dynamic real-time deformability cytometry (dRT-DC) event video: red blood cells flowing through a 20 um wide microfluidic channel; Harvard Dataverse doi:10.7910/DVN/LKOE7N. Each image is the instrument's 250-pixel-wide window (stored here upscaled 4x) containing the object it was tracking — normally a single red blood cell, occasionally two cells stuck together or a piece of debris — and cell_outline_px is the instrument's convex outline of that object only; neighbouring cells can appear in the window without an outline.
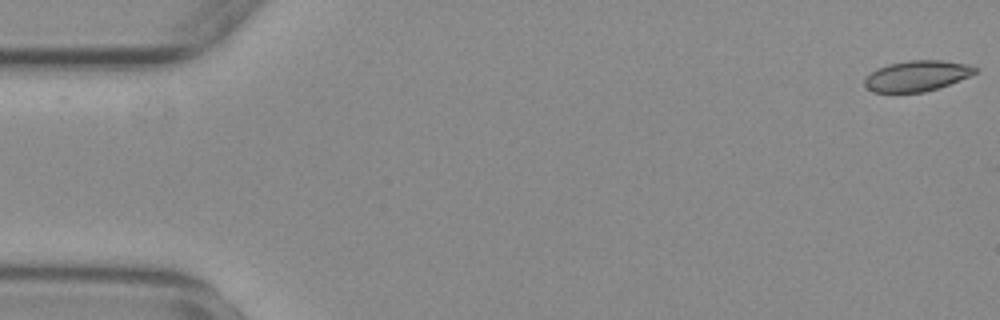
{"species": "common noctule bat (a hibernating species)", "species_latin": "Nyctalus noctula", "temperature_condition": "warm", "stored_images_in_passage": 23, "camera_frame_rate_fps": 3000, "um_per_image_px": 0.085, "animal": {"sex": "female", "body_mass_g": 29.2, "forearm_length_mm": 56.3}, "frame": {"image": 1, "passage_image": 1, "time_ms": 0.0, "image_size_px": [1000, 320], "cell_outline_px": [[980, 68], [976, 72], [968, 76], [948, 84], [924, 92], [872, 92], [864, 84], [864, 80], [872, 72], [888, 64], [908, 60], [940, 60], [968, 64]], "centroid_in_image_um": [77.95, 6.44], "position_along_channel_um": 7.0, "area_um2": 19.42}}
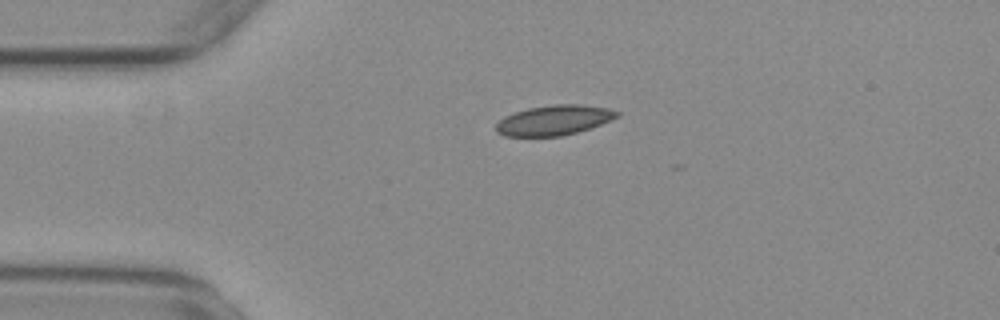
{"frame": {"image": 2, "passage_image": 13, "time_ms": 4.0, "image_size_px": [1000, 320], "cell_outline_px": [[620, 116], [600, 124], [576, 132], [560, 136], [504, 136], [496, 132], [496, 124], [504, 116], [528, 108], [552, 104], [580, 104], [608, 108], [620, 112]], "centroid_in_image_um": [47.08, 10.21], "position_along_channel_um": 37.9, "area_um2": 21.04}}
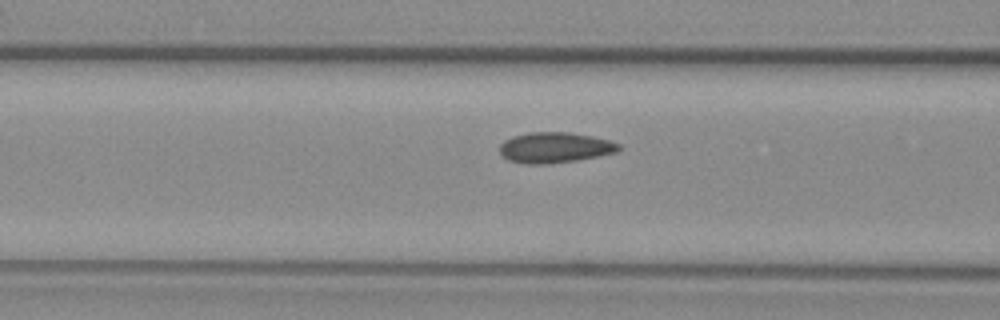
{"frame": {"image": 3, "passage_image": 22, "time_ms": 7.0, "image_size_px": [1000, 320], "cell_outline_px": [[620, 148], [616, 152], [576, 160], [548, 164], [528, 164], [508, 160], [500, 152], [500, 144], [504, 140], [512, 136], [528, 132], [568, 132], [592, 136], [608, 140], [620, 144]], "centroid_in_image_um": [47.13, 12.53], "position_along_channel_um": 119.5, "area_um2": 21.1}}